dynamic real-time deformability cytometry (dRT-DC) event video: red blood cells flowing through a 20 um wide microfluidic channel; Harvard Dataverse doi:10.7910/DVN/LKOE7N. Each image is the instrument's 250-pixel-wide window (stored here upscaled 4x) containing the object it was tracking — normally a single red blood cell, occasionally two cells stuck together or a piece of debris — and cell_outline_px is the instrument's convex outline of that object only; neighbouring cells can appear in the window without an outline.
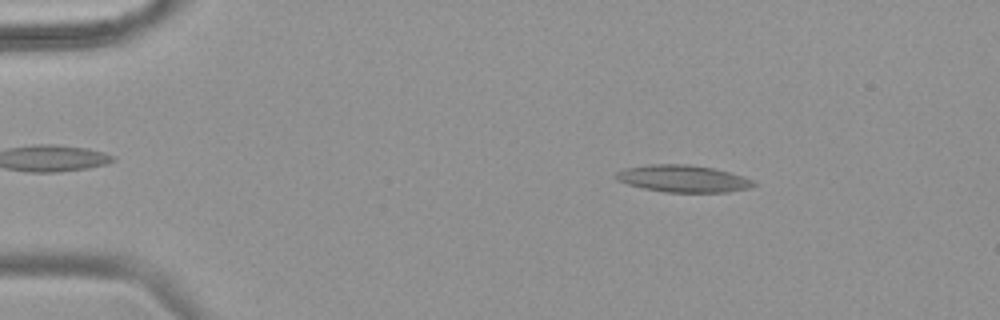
{"species": "common noctule bat (a hibernating species)", "species_latin": "Nyctalus noctula", "temperature_condition": "warm", "stored_images_in_passage": 55, "camera_frame_rate_fps": 3000, "um_per_image_px": 0.085, "animal": {"sex": "female", "body_mass_g": 18.4}, "frame": {"image": 1, "passage_image": 9, "time_ms": 2.667, "image_size_px": [1000, 320], "cell_outline_px": [[756, 184], [748, 188], [724, 192], [668, 192], [644, 188], [628, 184], [620, 180], [616, 176], [616, 172], [624, 168], [656, 164], [688, 164], [712, 168], [728, 172], [752, 180]], "centroid_in_image_um": [58.05, 15.18], "position_along_channel_um": 27.0, "area_um2": 21.15}}
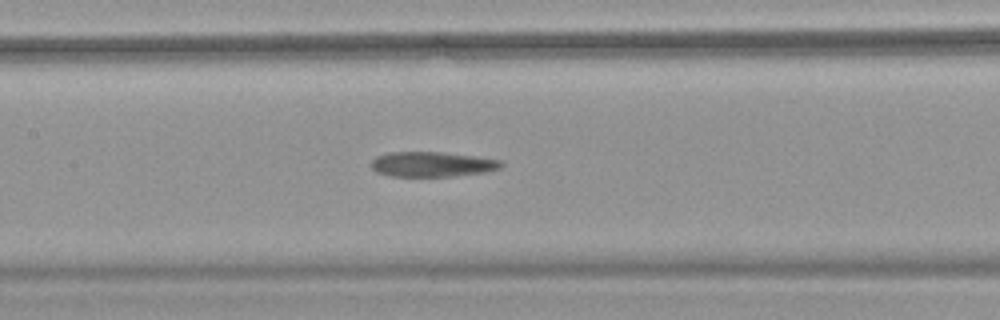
{"frame": {"image": 2, "passage_image": 27, "time_ms": 8.667, "image_size_px": [1000, 320], "cell_outline_px": [[504, 164], [500, 168], [484, 172], [448, 176], [392, 176], [376, 172], [372, 168], [372, 160], [376, 156], [388, 152], [440, 152], [472, 156], [500, 160]], "centroid_in_image_um": [36.69, 13.96], "position_along_channel_um": 170.7, "area_um2": 18.67}}
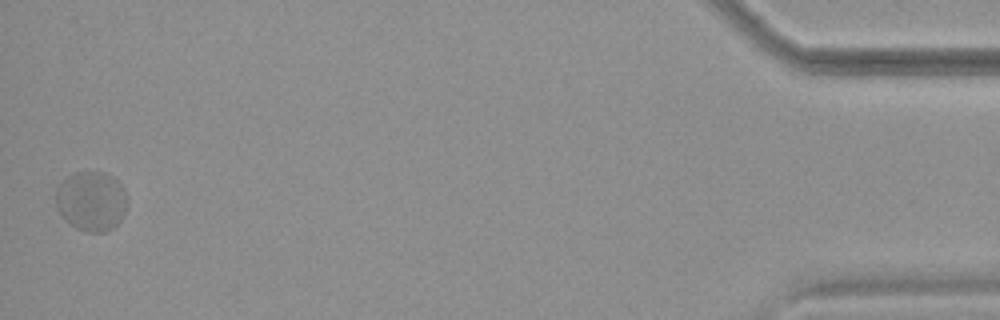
{"frame": {"image": 3, "passage_image": 55, "time_ms": 18.0, "image_size_px": [1000, 320], "cell_outline_px": [[128, 204], [124, 216], [112, 228], [104, 232], [88, 232], [76, 228], [60, 212], [56, 204], [56, 188], [68, 176], [76, 172], [104, 172], [112, 176], [120, 184], [128, 200]], "centroid_in_image_um": [7.79, 17.09], "position_along_channel_um": 427.4, "area_um2": 24.62}}